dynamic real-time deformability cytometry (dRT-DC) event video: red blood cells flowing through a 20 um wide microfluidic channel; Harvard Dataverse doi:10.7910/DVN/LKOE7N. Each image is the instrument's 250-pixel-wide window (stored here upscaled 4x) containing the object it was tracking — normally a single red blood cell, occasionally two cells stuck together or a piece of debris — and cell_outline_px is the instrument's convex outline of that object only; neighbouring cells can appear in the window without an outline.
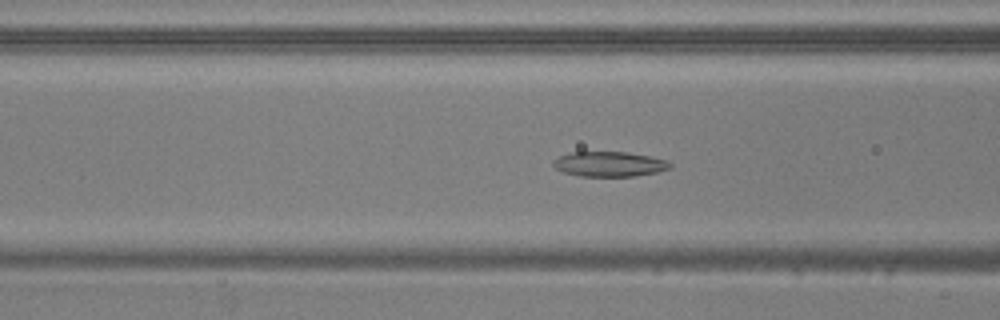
{"species": "common noctule bat (a hibernating species)", "species_latin": "Nyctalus noctula", "temperature_condition": "warm", "stored_images_in_passage": 54, "camera_frame_rate_fps": 3000, "um_per_image_px": 0.085, "animal": {"sex": "male", "body_mass_g": 20.5, "forearm_length_mm": 52.5}, "frame": {"image": 1, "passage_image": 22, "time_ms": 7.0, "image_size_px": [1000, 320], "cell_outline_px": [[672, 168], [656, 172], [632, 176], [580, 176], [564, 172], [556, 168], [552, 164], [552, 160], [560, 156], [572, 152], [628, 152], [668, 160], [672, 164]], "centroid_in_image_um": [51.81, 13.94], "position_along_channel_um": 114.8, "area_um2": 16.94}}
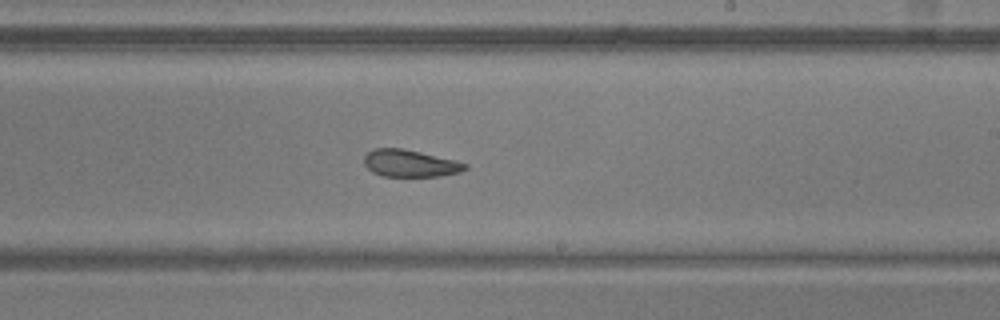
{"frame": {"image": 2, "passage_image": 33, "time_ms": 10.667, "image_size_px": [1000, 320], "cell_outline_px": [[468, 168], [460, 172], [440, 176], [384, 176], [372, 172], [364, 164], [364, 156], [372, 148], [400, 148], [420, 152], [456, 160], [468, 164]], "centroid_in_image_um": [34.86, 13.88], "position_along_channel_um": 254.1, "area_um2": 15.95}}
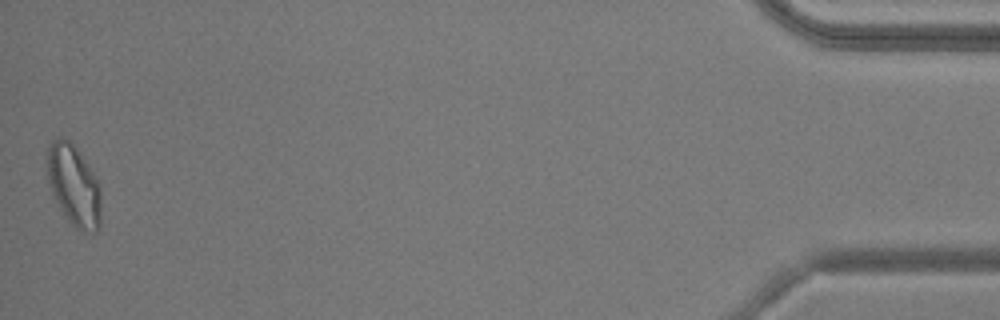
{"frame": {"image": 3, "passage_image": 54, "time_ms": 17.667, "image_size_px": [1000, 320], "cell_outline_px": [[100, 228], [92, 236], [76, 228], [68, 220], [60, 208], [48, 184], [48, 144], [52, 140], [60, 136], [68, 140], [76, 148], [88, 164], [100, 184]], "centroid_in_image_um": [6.3, 15.79], "position_along_channel_um": 428.9, "area_um2": 25.55}, "authors_computed_cell_mechanics": {"area_um2": 19.1029, "velocity_mm_per_s": 3.8074, "shape_relaxation_time_tau1_ms": null, "shape_relaxation_time_tau2_ms": 4.2322, "deformation_change_tau1": null, "deformation_change_tau2": 0.1302}}